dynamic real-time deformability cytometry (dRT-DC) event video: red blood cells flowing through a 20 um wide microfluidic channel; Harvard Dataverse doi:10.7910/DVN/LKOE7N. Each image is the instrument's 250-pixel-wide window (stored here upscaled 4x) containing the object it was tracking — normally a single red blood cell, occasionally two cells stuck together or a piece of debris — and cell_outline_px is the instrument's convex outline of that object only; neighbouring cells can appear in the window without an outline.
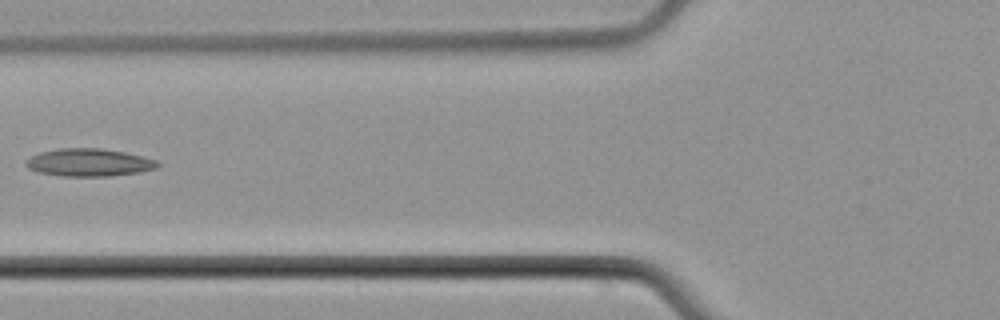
{"species": "common noctule bat (a hibernating species)", "species_latin": "Nyctalus noctula", "temperature_condition": "cold", "stored_images_in_passage": 4, "camera_frame_rate_fps": 3000, "um_per_image_px": 0.085, "animal": {"sex": "male", "body_mass_g": 21.5, "forearm_length_mm": 52.0}, "frame": {"image": 1, "passage_image": 4, "time_ms": 5.333, "image_size_px": [1000, 320], "cell_outline_px": [[160, 164], [156, 168], [140, 172], [108, 176], [64, 176], [40, 172], [28, 168], [24, 164], [32, 156], [40, 152], [60, 148], [100, 148], [124, 152], [156, 160]], "centroid_in_image_um": [7.57, 13.81], "position_along_channel_um": 118.2, "area_um2": 20.98}}